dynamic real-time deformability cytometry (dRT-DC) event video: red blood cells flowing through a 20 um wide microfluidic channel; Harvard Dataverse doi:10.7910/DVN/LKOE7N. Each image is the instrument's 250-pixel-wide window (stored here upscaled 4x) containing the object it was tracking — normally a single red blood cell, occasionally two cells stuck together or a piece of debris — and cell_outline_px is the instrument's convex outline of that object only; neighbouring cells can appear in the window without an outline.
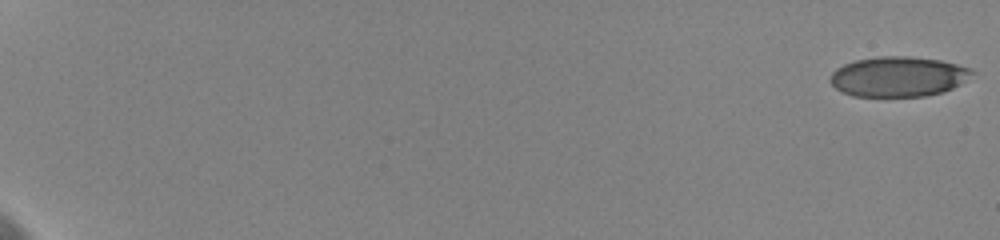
{"species": "human", "species_latin": "Homo sapiens", "temperature_condition": "cold", "stored_images_in_passage": 46, "camera_frame_rate_fps": 3000, "um_per_image_px": 0.085, "donor": {"sex": "female"}, "frame": {"image": 1, "passage_image": 1, "time_ms": 0.0, "image_size_px": [1000, 240], "cell_outline_px": [[976, 72], [960, 84], [944, 92], [924, 96], [852, 96], [836, 88], [828, 80], [828, 76], [836, 68], [844, 64], [856, 60], [880, 56], [908, 56], [940, 60], [972, 68]], "centroid_in_image_um": [76.35, 6.51], "position_along_channel_um": 8.6, "area_um2": 33.23}}
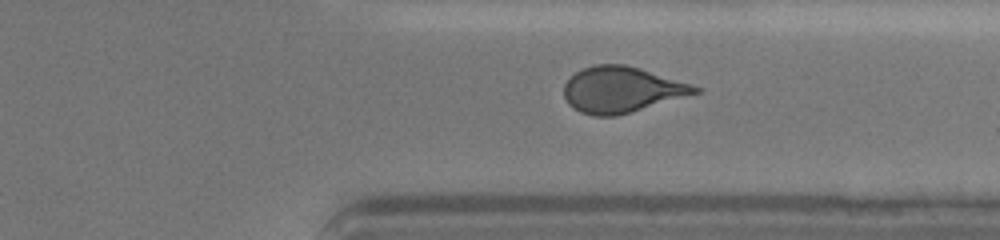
{"frame": {"image": 2, "passage_image": 41, "time_ms": 15.667, "image_size_px": [1000, 240], "cell_outline_px": [[704, 88], [700, 92], [616, 116], [592, 116], [580, 112], [572, 108], [568, 104], [564, 96], [564, 84], [576, 72], [584, 68], [596, 64], [624, 64], [640, 68]], "centroid_in_image_um": [52.82, 7.62], "position_along_channel_um": 358.6, "area_um2": 34.85}}
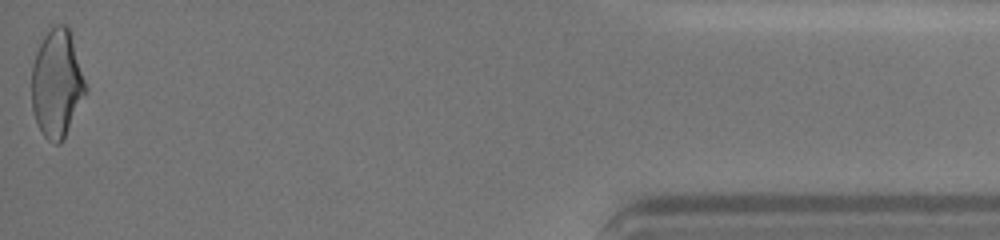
{"frame": {"image": 3, "passage_image": 46, "time_ms": 19.333, "image_size_px": [1000, 240], "cell_outline_px": [[88, 88], [60, 144], [56, 144], [48, 140], [44, 136], [36, 120], [32, 108], [32, 64], [36, 52], [44, 36], [56, 24], [64, 24], [68, 28]], "centroid_in_image_um": [4.82, 7.1], "position_along_channel_um": 430.4, "area_um2": 33.18}, "authors_computed_cell_mechanics": {"area_um2": 35.0268, "velocity_mm_per_s": 3.64, "shape_relaxation_time_tau1_ms": 7.8811, "shape_relaxation_time_tau2_ms": 1.064, "deformation_change_tau1": 0.144, "deformation_change_tau2": 0.072}}